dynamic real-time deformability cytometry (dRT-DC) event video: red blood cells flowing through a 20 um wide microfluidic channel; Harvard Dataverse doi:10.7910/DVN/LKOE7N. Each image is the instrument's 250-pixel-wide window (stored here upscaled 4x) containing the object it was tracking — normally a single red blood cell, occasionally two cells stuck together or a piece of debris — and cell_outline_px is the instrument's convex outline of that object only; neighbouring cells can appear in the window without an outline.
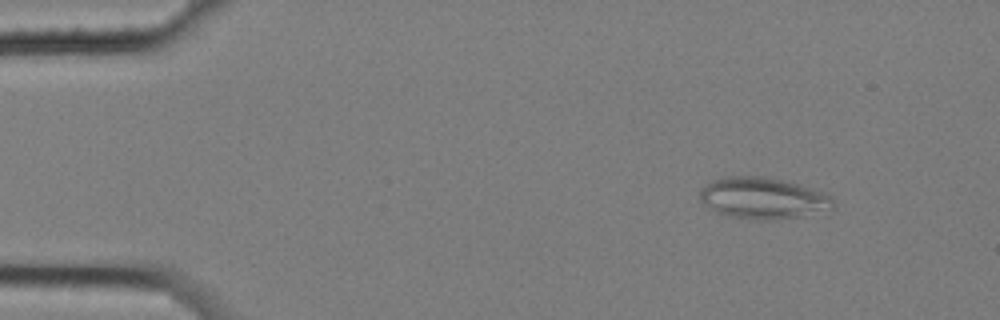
{"species": "common noctule bat (a hibernating species)", "species_latin": "Nyctalus noctula", "temperature_condition": "cold", "stored_images_in_passage": 5, "camera_frame_rate_fps": 3000, "um_per_image_px": 0.085, "animal": {"sex": "female", "body_mass_g": 25.1}, "frame": {"image": 1, "passage_image": 2, "time_ms": 0.333, "image_size_px": [1000, 320], "cell_outline_px": [[832, 208], [796, 216], [768, 220], [760, 220], [728, 216], [716, 212], [700, 200], [700, 188], [712, 180], [728, 176], [760, 176], [800, 184], [824, 192], [832, 196]], "centroid_in_image_um": [64.8, 16.82], "position_along_channel_um": 20.2, "area_um2": 31.67}}